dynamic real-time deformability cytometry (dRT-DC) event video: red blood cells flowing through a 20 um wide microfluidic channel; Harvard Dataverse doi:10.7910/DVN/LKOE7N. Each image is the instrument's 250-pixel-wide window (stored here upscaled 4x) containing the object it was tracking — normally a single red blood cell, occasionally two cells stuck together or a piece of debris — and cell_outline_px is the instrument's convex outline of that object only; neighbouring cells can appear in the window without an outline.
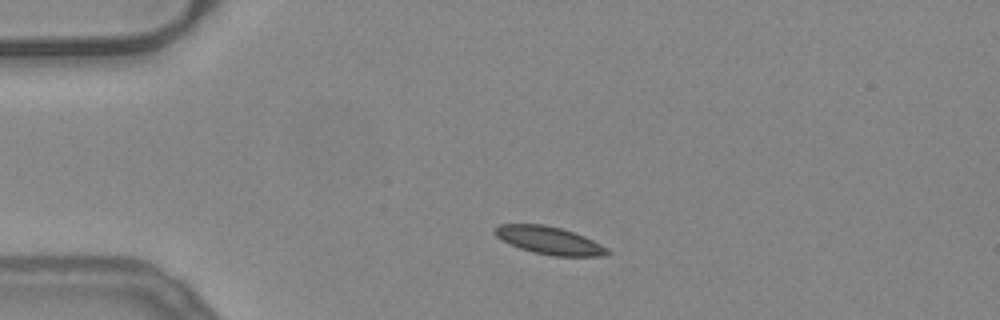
{"species": "common noctule bat (a hibernating species)", "species_latin": "Nyctalus noctula", "temperature_condition": "warm", "stored_images_in_passage": 42, "camera_frame_rate_fps": 3000, "um_per_image_px": 0.085, "animal": {"sex": "female", "body_mass_g": 24.6, "forearm_length_mm": 56.2}, "frame": {"image": 1, "passage_image": 1, "time_ms": 0.0, "image_size_px": [1000, 320], "cell_outline_px": [[612, 252], [604, 256], [552, 256], [532, 252], [508, 244], [496, 236], [492, 232], [500, 224], [544, 224], [560, 228], [584, 236], [608, 248]], "centroid_in_image_um": [46.68, 20.44], "position_along_channel_um": 38.3, "area_um2": 18.21}}
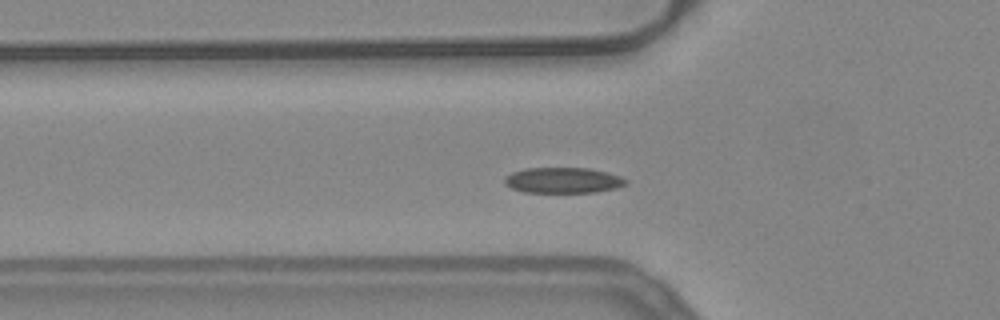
{"frame": {"image": 2, "passage_image": 7, "time_ms": 2.0, "image_size_px": [1000, 320], "cell_outline_px": [[628, 184], [616, 188], [596, 192], [524, 192], [512, 188], [504, 184], [504, 176], [512, 172], [524, 168], [588, 168], [608, 172], [620, 176], [628, 180]], "centroid_in_image_um": [47.86, 15.32], "position_along_channel_um": 77.9, "area_um2": 18.26}}
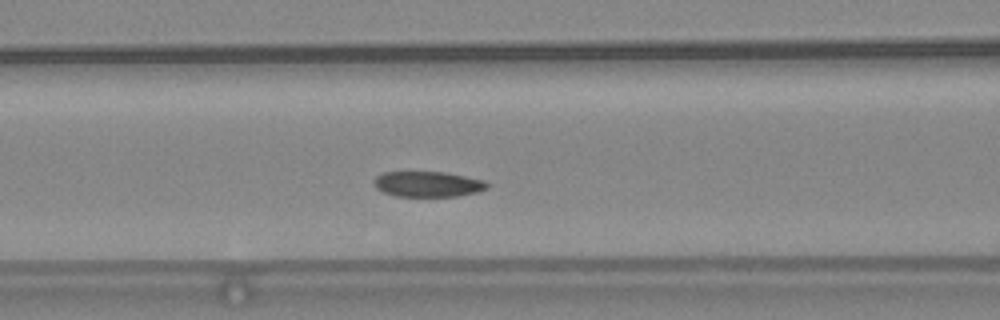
{"frame": {"image": 3, "passage_image": 11, "time_ms": 3.333, "image_size_px": [1000, 320], "cell_outline_px": [[488, 188], [476, 192], [456, 196], [396, 196], [384, 192], [376, 188], [372, 180], [376, 176], [384, 172], [444, 172], [484, 180], [488, 184]], "centroid_in_image_um": [36.34, 15.64], "position_along_channel_um": 130.3, "area_um2": 16.7}, "authors_computed_cell_mechanics": {"area_um2": 17.8891, "velocity_mm_per_s": 3.8624, "shape_relaxation_time_tau1_ms": 1.2264, "shape_relaxation_time_tau2_ms": null, "deformation_change_tau1": 0.0607, "deformation_change_tau2": null}}